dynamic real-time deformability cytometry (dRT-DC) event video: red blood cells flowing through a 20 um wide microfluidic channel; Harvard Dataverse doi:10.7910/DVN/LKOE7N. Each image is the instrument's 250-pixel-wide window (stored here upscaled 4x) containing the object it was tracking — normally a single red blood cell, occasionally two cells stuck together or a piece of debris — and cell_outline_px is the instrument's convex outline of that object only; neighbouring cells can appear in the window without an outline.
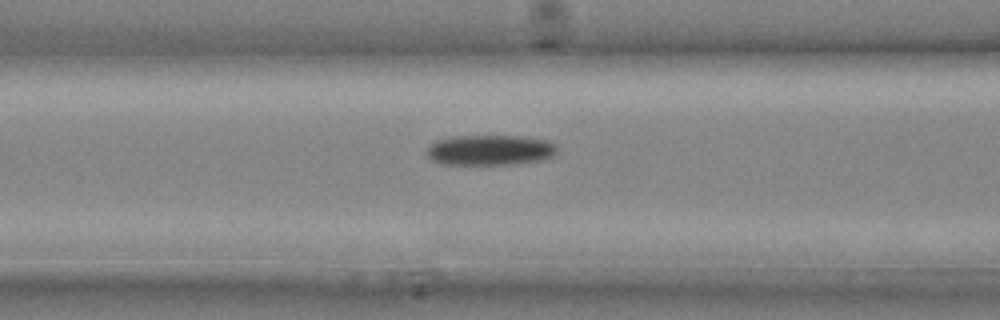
{"species": "common noctule bat (a hibernating species)", "species_latin": "Nyctalus noctula", "temperature_condition": "cold", "stored_images_in_passage": 11, "camera_frame_rate_fps": 3000, "um_per_image_px": 0.085, "animal": {"sex": "male", "body_mass_g": 20.4}, "frame": {"image": 1, "passage_image": 7, "time_ms": 2.0, "image_size_px": [1000, 320], "cell_outline_px": [[556, 152], [552, 156], [544, 160], [512, 164], [440, 164], [432, 160], [428, 156], [428, 148], [436, 140], [452, 136], [524, 136], [548, 140], [556, 144]], "centroid_in_image_um": [41.68, 12.75], "position_along_channel_um": 124.9, "area_um2": 23.12}}
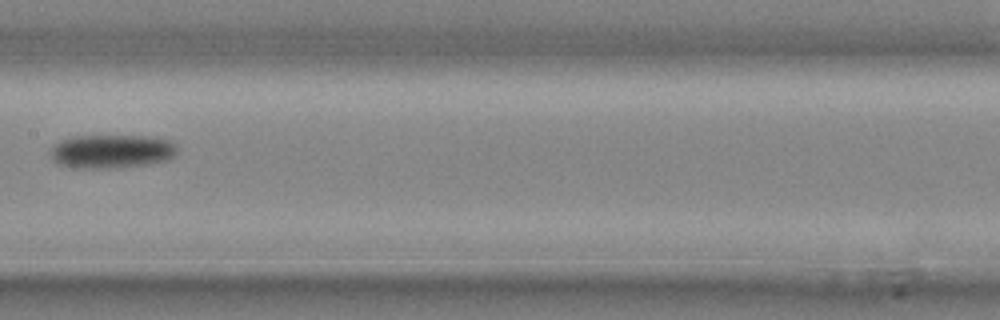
{"frame": {"image": 2, "passage_image": 10, "time_ms": 3.0, "image_size_px": [1000, 320], "cell_outline_px": [[176, 156], [168, 160], [148, 164], [108, 168], [80, 168], [60, 164], [52, 160], [52, 148], [60, 140], [72, 136], [160, 136], [172, 140], [176, 144]], "centroid_in_image_um": [9.57, 12.85], "position_along_channel_um": 197.8, "area_um2": 25.03}}